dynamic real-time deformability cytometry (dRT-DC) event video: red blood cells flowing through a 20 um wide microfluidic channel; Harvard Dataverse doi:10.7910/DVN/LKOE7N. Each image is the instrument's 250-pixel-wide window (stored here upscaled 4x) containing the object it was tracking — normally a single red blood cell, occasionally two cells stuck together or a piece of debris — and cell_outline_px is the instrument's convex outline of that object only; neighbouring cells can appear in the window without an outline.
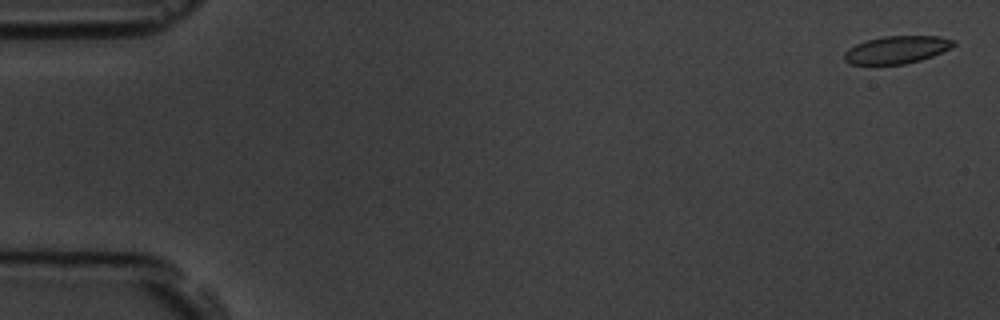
{"species": "common noctule bat (a hibernating species)", "species_latin": "Nyctalus noctula", "temperature_condition": "room temperature", "stored_images_in_passage": 7, "camera_frame_rate_fps": 3000, "um_per_image_px": 0.085, "animal": {"sex": "male", "body_mass_g": 19.5, "forearm_length_mm": 54.6}, "frame": {"image": 1, "passage_image": 1, "time_ms": 0.0, "image_size_px": [1000, 320], "cell_outline_px": [[956, 44], [952, 48], [932, 56], [920, 60], [904, 64], [852, 64], [844, 60], [844, 52], [848, 48], [856, 44], [868, 40], [884, 36], [940, 36], [956, 40]], "centroid_in_image_um": [76.26, 4.22], "position_along_channel_um": 8.7, "area_um2": 17.57}}
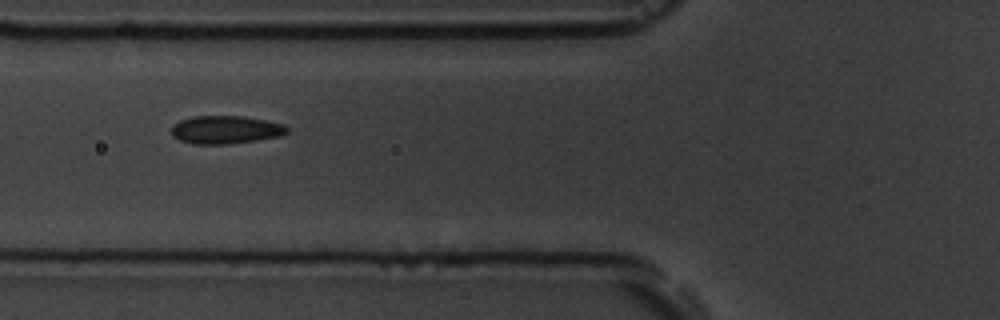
{"frame": {"image": 2, "passage_image": 6, "time_ms": 6.667, "image_size_px": [1000, 320], "cell_outline_px": [[288, 132], [280, 136], [256, 140], [228, 144], [192, 144], [180, 140], [172, 136], [172, 124], [180, 120], [192, 116], [244, 116], [284, 124], [288, 128]], "centroid_in_image_um": [19.15, 11.02], "position_along_channel_um": 106.6, "area_um2": 18.96}}
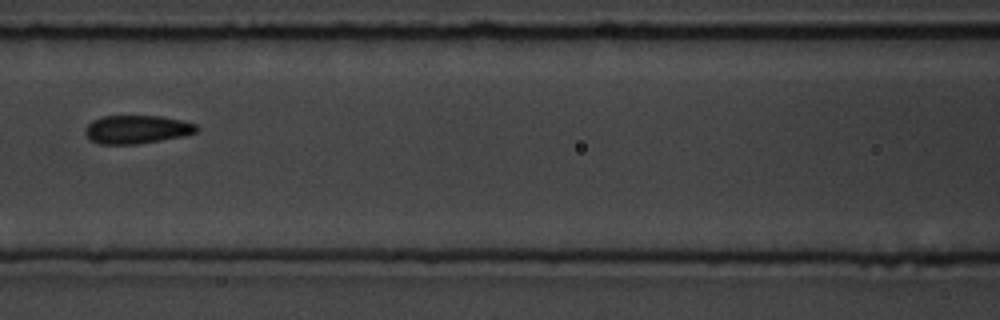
{"frame": {"image": 3, "passage_image": 7, "time_ms": 8.0, "image_size_px": [1000, 320], "cell_outline_px": [[200, 128], [196, 132], [180, 136], [160, 140], [136, 144], [100, 144], [92, 140], [84, 132], [84, 128], [92, 120], [104, 116], [164, 116], [196, 124]], "centroid_in_image_um": [11.62, 10.99], "position_along_channel_um": 155.0, "area_um2": 18.26}}